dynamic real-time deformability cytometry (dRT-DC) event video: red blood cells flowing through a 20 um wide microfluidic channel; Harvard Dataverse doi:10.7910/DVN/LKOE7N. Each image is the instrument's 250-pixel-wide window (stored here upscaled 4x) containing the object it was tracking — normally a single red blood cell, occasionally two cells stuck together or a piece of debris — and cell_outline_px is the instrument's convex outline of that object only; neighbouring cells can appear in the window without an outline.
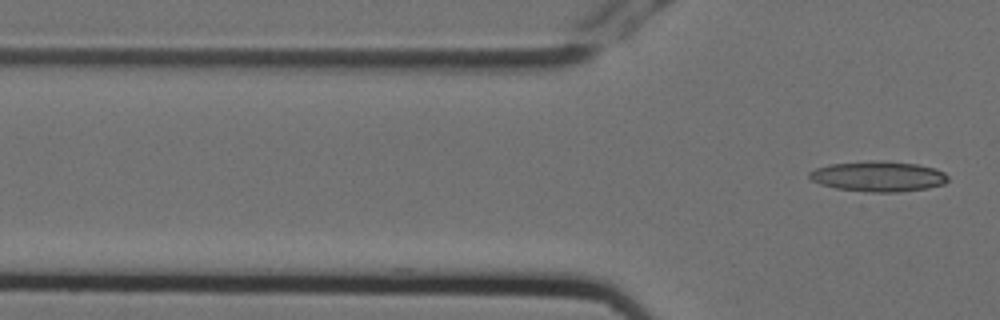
{"species": "Egyptian fruit bat (a non-hibernating species)", "species_latin": "Rousettus aegyptiacus", "temperature_condition": "cold", "stored_images_in_passage": 5, "camera_frame_rate_fps": 3000, "um_per_image_px": 0.085, "animal": {"sex": "female"}, "frame": {"image": 1, "passage_image": 5, "time_ms": 1.333, "image_size_px": [1000, 320], "cell_outline_px": [[948, 180], [944, 184], [928, 188], [900, 192], [868, 192], [836, 188], [820, 184], [812, 180], [808, 176], [808, 172], [816, 168], [828, 164], [872, 160], [880, 160], [916, 164], [936, 168], [944, 172], [948, 176]], "centroid_in_image_um": [74.65, 14.99], "position_along_channel_um": 51.1, "area_um2": 24.74}}